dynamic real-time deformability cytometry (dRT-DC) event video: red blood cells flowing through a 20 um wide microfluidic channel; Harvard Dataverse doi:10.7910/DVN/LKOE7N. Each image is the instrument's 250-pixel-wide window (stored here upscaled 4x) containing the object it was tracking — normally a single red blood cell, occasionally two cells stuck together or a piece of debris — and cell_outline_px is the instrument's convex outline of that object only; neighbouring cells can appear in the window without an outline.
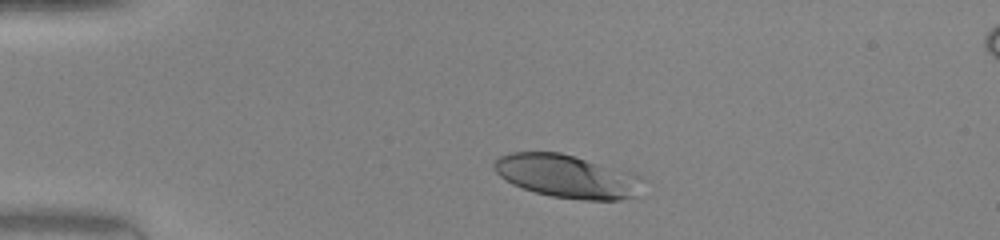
{"species": "human", "species_latin": "Homo sapiens", "temperature_condition": "warm", "stored_images_in_passage": 39, "camera_frame_rate_fps": 3000, "um_per_image_px": 0.085, "donor": {"sex": "female"}, "frame": {"image": 1, "passage_image": 1, "time_ms": 0.0, "image_size_px": [1000, 240], "cell_outline_px": [[620, 196], [612, 200], [600, 200], [556, 196], [540, 192], [516, 184], [508, 180], [504, 176], [508, 156], [524, 152], [552, 152], [572, 156], [580, 160]], "centroid_in_image_um": [47.34, 14.96], "position_along_channel_um": 37.7, "area_um2": 26.24}}
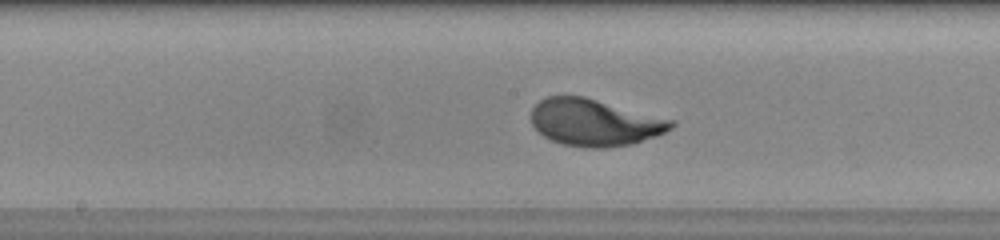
{"frame": {"image": 2, "passage_image": 16, "time_ms": 5.0, "image_size_px": [1000, 240], "cell_outline_px": [[672, 124], [668, 128], [660, 132], [636, 140], [616, 144], [576, 144], [556, 140], [548, 136], [536, 124], [536, 108], [544, 100], [556, 96], [572, 96], [588, 100]], "centroid_in_image_um": [50.38, 10.39], "position_along_channel_um": 197.8, "area_um2": 31.73}}
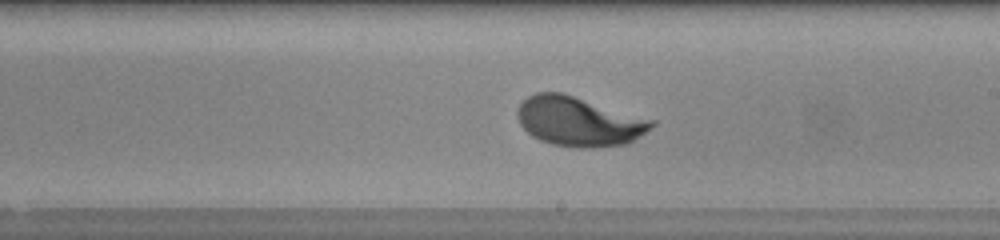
{"frame": {"image": 3, "passage_image": 19, "time_ms": 6.0, "image_size_px": [1000, 240], "cell_outline_px": [[652, 124], [628, 140], [608, 144], [564, 144], [548, 140], [532, 132], [524, 124], [520, 112], [520, 108], [532, 96], [568, 96]], "centroid_in_image_um": [49.1, 10.33], "position_along_channel_um": 239.9, "area_um2": 31.56}}